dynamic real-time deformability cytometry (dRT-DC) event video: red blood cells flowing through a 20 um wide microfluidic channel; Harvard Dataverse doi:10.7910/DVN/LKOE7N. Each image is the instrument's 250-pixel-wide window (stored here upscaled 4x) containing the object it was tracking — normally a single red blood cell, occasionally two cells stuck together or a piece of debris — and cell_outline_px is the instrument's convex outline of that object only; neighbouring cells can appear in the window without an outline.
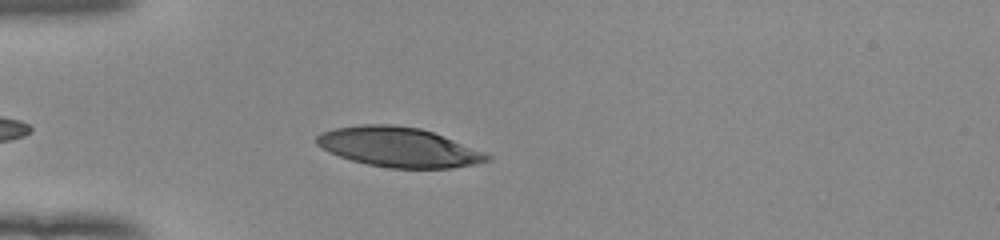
{"species": "human", "species_latin": "Homo sapiens", "temperature_condition": "room temperature", "stored_images_in_passage": 37, "camera_frame_rate_fps": 3000, "um_per_image_px": 0.085, "donor": {"sex": "female"}, "frame": {"image": 1, "passage_image": 4, "time_ms": 1.0, "image_size_px": [1000, 240], "cell_outline_px": [[492, 160], [476, 164], [452, 168], [392, 168], [368, 164], [352, 160], [328, 152], [316, 144], [316, 136], [320, 132], [336, 128], [360, 124], [392, 124], [420, 128], [432, 132], [484, 152], [492, 156]], "centroid_in_image_um": [33.87, 12.5], "position_along_channel_um": 51.1, "area_um2": 39.3}}
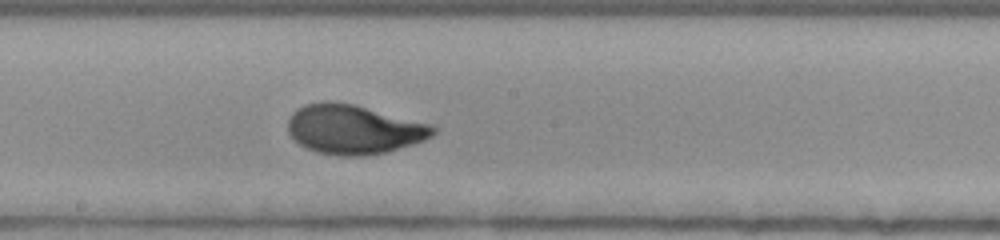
{"frame": {"image": 2, "passage_image": 18, "time_ms": 5.667, "image_size_px": [1000, 240], "cell_outline_px": [[436, 132], [432, 136], [424, 140], [388, 152], [364, 156], [340, 156], [316, 152], [300, 144], [288, 132], [288, 116], [296, 108], [304, 104], [320, 100], [332, 100], [356, 104], [432, 124], [436, 128]], "centroid_in_image_um": [30.06, 10.97], "position_along_channel_um": 218.1, "area_um2": 42.37}}
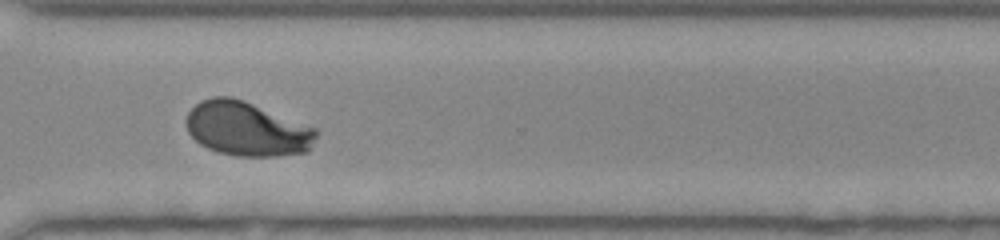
{"frame": {"image": 3, "passage_image": 28, "time_ms": 9.0, "image_size_px": [1000, 240], "cell_outline_px": [[320, 132], [312, 148], [308, 152], [276, 156], [236, 156], [216, 152], [200, 144], [188, 132], [184, 120], [188, 112], [200, 100], [212, 96], [232, 96], [244, 100], [316, 128]], "centroid_in_image_um": [21.0, 10.96], "position_along_channel_um": 349.6, "area_um2": 41.62}, "authors_computed_cell_mechanics": {"area_um2": 40.2866, "velocity_mm_per_s": 3.9415, "shape_relaxation_time_tau1_ms": 3.6374, "shape_relaxation_time_tau2_ms": null, "deformation_change_tau1": 0.1885, "deformation_change_tau2": null}}